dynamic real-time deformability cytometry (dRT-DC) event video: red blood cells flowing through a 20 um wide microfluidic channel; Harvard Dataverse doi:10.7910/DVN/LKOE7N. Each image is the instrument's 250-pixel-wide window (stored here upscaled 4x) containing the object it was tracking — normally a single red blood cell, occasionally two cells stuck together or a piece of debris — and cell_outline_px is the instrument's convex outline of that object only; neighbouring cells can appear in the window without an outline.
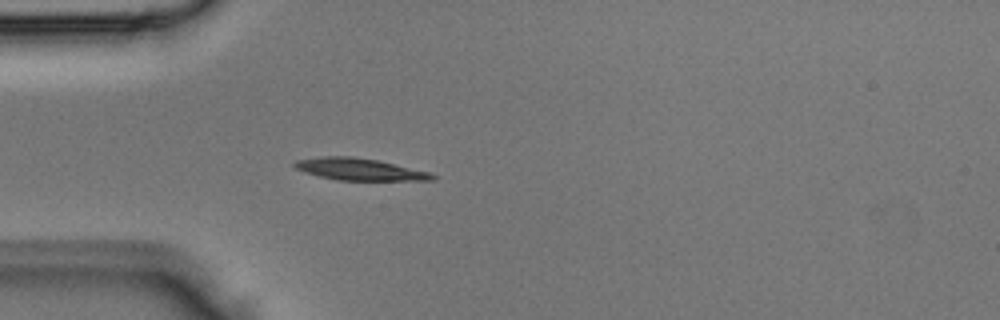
{"species": "Egyptian fruit bat (a non-hibernating species)", "species_latin": "Rousettus aegyptiacus", "temperature_condition": "room temperature", "stored_images_in_passage": 2, "camera_frame_rate_fps": 3000, "um_per_image_px": 0.085, "animal": {"sex": "male"}, "frame": {"image": 1, "passage_image": 2, "time_ms": 0.333, "image_size_px": [1000, 320], "cell_outline_px": [[436, 180], [336, 180], [304, 172], [296, 168], [292, 164], [296, 160], [324, 156], [352, 156], [376, 160], [428, 172], [436, 176]], "centroid_in_image_um": [30.51, 14.39], "position_along_channel_um": 54.5, "area_um2": 17.34}}